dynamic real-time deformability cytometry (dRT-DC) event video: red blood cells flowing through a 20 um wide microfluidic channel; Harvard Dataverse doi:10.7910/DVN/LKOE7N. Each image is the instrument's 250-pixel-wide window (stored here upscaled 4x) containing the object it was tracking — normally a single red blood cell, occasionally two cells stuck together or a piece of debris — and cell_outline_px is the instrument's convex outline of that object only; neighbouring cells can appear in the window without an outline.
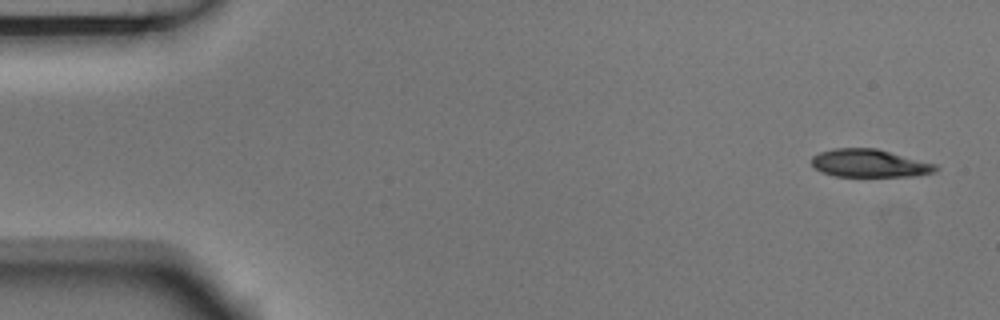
{"species": "Egyptian fruit bat (a non-hibernating species)", "species_latin": "Rousettus aegyptiacus", "temperature_condition": "room temperature", "stored_images_in_passage": 5, "camera_frame_rate_fps": 3000, "um_per_image_px": 0.085, "animal": {"sex": "male"}, "frame": {"image": 1, "passage_image": 1, "time_ms": 0.0, "image_size_px": [1000, 320], "cell_outline_px": [[940, 168], [936, 172], [912, 176], [836, 176], [820, 172], [812, 164], [812, 156], [820, 152], [832, 148], [876, 148], [936, 164]], "centroid_in_image_um": [73.91, 13.88], "position_along_channel_um": 11.1, "area_um2": 20.17}}